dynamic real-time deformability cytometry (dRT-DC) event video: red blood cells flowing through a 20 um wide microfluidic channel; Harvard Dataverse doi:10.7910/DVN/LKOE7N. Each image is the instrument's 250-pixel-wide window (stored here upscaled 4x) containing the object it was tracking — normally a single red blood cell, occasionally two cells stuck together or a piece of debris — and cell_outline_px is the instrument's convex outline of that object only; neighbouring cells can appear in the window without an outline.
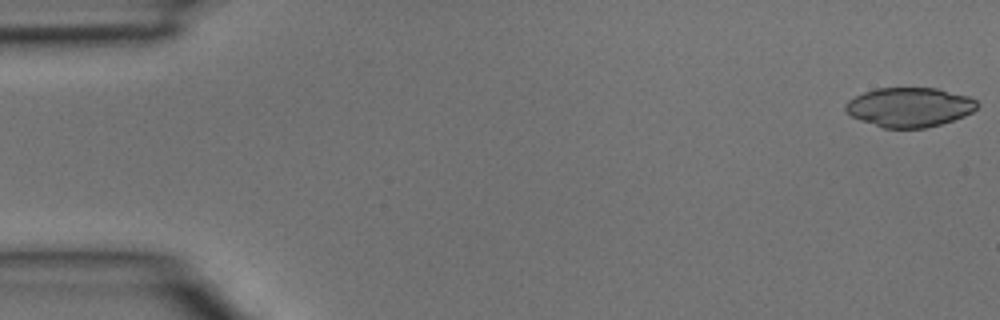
{"species": "common noctule bat (a hibernating species)", "species_latin": "Nyctalus noctula", "temperature_condition": "room temperature", "stored_images_in_passage": 5, "segment_of_instrument_passage": [1, 2], "camera_frame_rate_fps": 3000, "um_per_image_px": 0.085, "animal": {"sex": "male", "body_mass_g": 15.6}, "frame": {"image": 1, "passage_image": 1, "time_ms": 0.0, "image_size_px": [1000, 320], "cell_outline_px": [[980, 104], [972, 112], [964, 116], [940, 124], [924, 128], [884, 128], [860, 120], [852, 116], [844, 108], [844, 104], [848, 100], [864, 92], [876, 88], [936, 88], [968, 96], [976, 100]], "centroid_in_image_um": [77.3, 9.1], "position_along_channel_um": 7.7, "area_um2": 30.11}}